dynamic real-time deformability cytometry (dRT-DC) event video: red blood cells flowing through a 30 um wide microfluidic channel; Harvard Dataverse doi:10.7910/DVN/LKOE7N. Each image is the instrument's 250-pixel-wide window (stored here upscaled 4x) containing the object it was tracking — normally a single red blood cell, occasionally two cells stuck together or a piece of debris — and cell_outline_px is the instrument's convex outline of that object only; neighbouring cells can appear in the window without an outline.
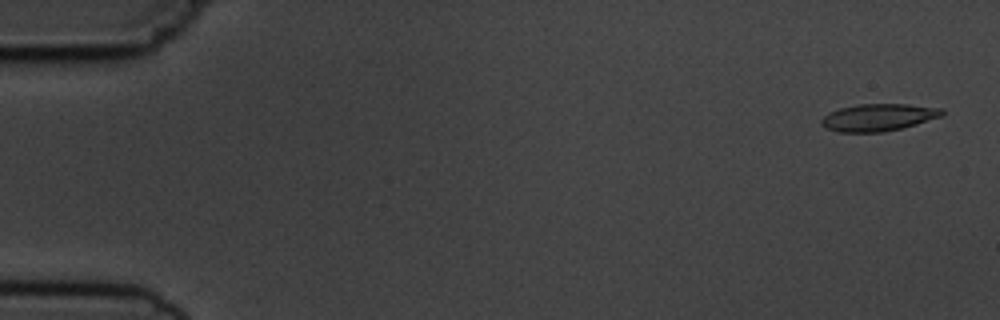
{"species": "common noctule bat (a hibernating species)", "species_latin": "Nyctalus noctula", "temperature_condition": "cold", "stored_images_in_passage": 5, "camera_frame_rate_fps": 3000, "um_per_image_px": 0.085, "animal": {"sex": "male", "body_mass_g": 19.5, "forearm_length_mm": 54.6}, "frame": {"image": 1, "passage_image": 1, "time_ms": 0.0, "image_size_px": [1000, 320], "cell_outline_px": [[944, 116], [916, 124], [884, 132], [836, 132], [820, 124], [820, 120], [828, 112], [840, 108], [860, 104], [908, 104], [944, 108]], "centroid_in_image_um": [74.68, 9.97], "position_along_channel_um": 10.3, "area_um2": 19.25}}
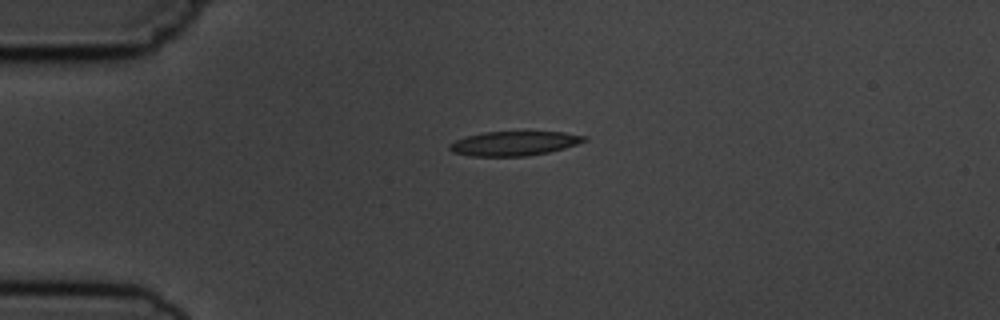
{"frame": {"image": 2, "passage_image": 4, "time_ms": 3.667, "image_size_px": [1000, 320], "cell_outline_px": [[588, 140], [564, 148], [548, 152], [528, 156], [472, 156], [452, 152], [448, 148], [448, 144], [456, 140], [468, 136], [484, 132], [564, 132], [588, 136]], "centroid_in_image_um": [43.71, 12.19], "position_along_channel_um": 41.3, "area_um2": 19.07}}